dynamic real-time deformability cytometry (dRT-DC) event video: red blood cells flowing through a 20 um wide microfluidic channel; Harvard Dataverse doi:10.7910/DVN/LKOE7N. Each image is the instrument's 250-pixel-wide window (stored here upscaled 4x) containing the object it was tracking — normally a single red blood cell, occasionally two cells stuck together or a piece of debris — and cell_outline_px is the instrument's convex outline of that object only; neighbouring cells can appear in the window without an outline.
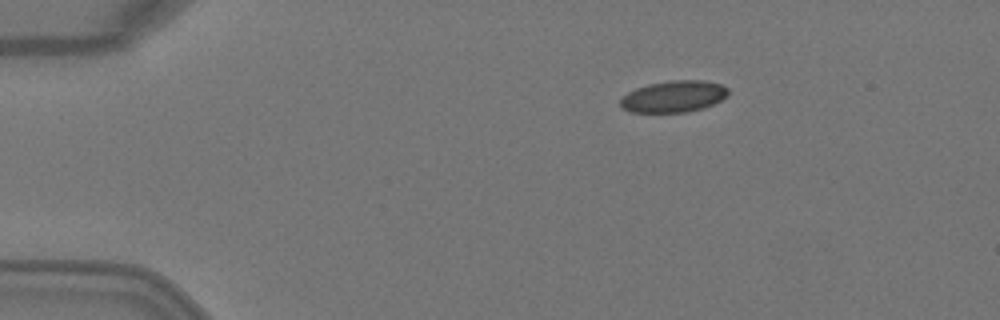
{"species": "Egyptian fruit bat (a non-hibernating species)", "species_latin": "Rousettus aegyptiacus", "temperature_condition": "warm", "stored_images_in_passage": 4, "camera_frame_rate_fps": 3000, "um_per_image_px": 0.085, "animal": {"sex": "female"}, "frame": {"image": 1, "passage_image": 4, "time_ms": 1.0, "image_size_px": [1000, 320], "cell_outline_px": [[728, 96], [704, 108], [688, 112], [632, 112], [620, 108], [620, 100], [628, 92], [636, 88], [648, 84], [672, 80], [704, 80], [720, 84], [728, 88]], "centroid_in_image_um": [57.26, 8.2], "position_along_channel_um": 27.7, "area_um2": 19.88}}